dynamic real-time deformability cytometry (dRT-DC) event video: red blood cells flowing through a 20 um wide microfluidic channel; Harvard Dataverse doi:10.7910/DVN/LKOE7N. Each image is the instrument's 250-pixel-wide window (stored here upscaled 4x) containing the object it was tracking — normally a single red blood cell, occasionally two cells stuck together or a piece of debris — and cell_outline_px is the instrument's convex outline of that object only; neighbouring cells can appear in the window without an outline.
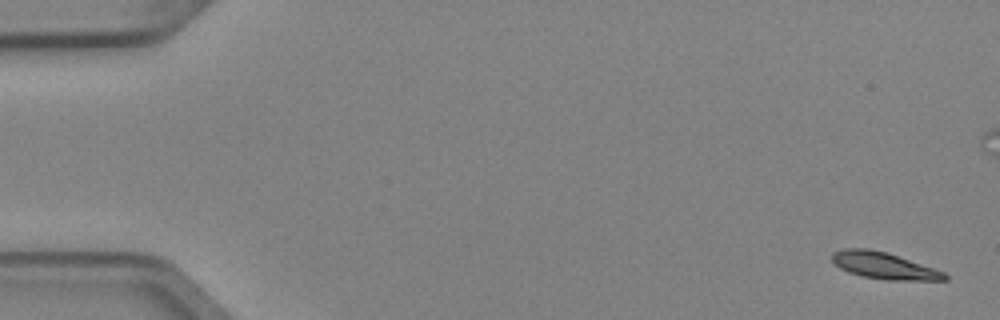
{"species": "Egyptian fruit bat (a non-hibernating species)", "species_latin": "Rousettus aegyptiacus", "temperature_condition": "cold", "stored_images_in_passage": 6, "camera_frame_rate_fps": 3000, "um_per_image_px": 0.085, "animal": {"sex": "female"}, "frame": {"image": 1, "passage_image": 1, "time_ms": 0.0, "image_size_px": [1000, 320], "cell_outline_px": [[948, 280], [884, 280], [860, 276], [848, 272], [840, 268], [832, 260], [832, 252], [844, 248], [868, 248], [884, 252], [944, 272], [948, 276]], "centroid_in_image_um": [75.08, 22.59], "position_along_channel_um": 9.9, "area_um2": 17.22}}